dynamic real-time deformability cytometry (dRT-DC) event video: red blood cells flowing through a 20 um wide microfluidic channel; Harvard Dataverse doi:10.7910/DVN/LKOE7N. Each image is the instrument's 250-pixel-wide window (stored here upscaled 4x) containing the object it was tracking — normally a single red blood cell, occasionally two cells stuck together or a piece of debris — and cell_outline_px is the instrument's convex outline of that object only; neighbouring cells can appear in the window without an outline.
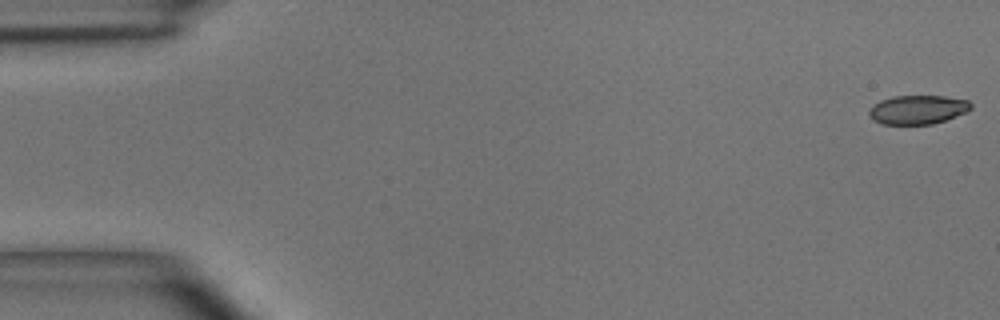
{"species": "common noctule bat (a hibernating species)", "species_latin": "Nyctalus noctula", "temperature_condition": "room temperature", "stored_images_in_passage": 11, "camera_frame_rate_fps": 3000, "um_per_image_px": 0.085, "animal": {"sex": "male", "body_mass_g": 15.6}, "frame": {"image": 1, "passage_image": 1, "time_ms": 0.0, "image_size_px": [1000, 320], "cell_outline_px": [[972, 108], [968, 112], [932, 124], [880, 124], [872, 120], [868, 116], [868, 108], [872, 104], [880, 100], [892, 96], [944, 96], [968, 100], [972, 104]], "centroid_in_image_um": [77.96, 9.32], "position_along_channel_um": 7.0, "area_um2": 17.46}}